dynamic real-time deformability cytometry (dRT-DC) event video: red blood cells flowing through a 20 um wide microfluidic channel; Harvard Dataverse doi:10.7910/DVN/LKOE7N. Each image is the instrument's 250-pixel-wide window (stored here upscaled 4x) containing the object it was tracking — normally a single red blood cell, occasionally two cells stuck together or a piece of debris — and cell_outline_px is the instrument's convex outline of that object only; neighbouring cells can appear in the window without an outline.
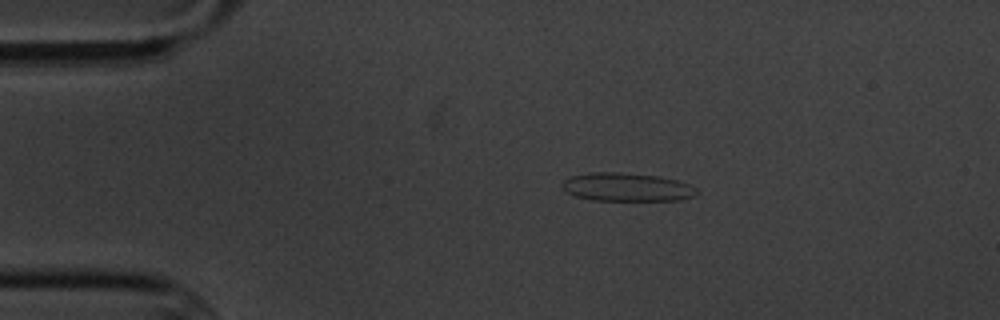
{"species": "common noctule bat (a hibernating species)", "species_latin": "Nyctalus noctula", "temperature_condition": "cold", "stored_images_in_passage": 9, "camera_frame_rate_fps": 3000, "um_per_image_px": 0.085, "animal": {"sex": "male", "body_mass_g": 20.1, "forearm_length_mm": 53.5}, "frame": {"image": 1, "passage_image": 1, "time_ms": 0.0, "image_size_px": [1000, 320], "cell_outline_px": [[696, 196], [680, 200], [592, 200], [576, 196], [564, 192], [560, 188], [560, 184], [564, 180], [572, 176], [588, 172], [620, 172], [660, 176], [676, 180], [688, 184], [696, 188]], "centroid_in_image_um": [53.23, 15.9], "position_along_channel_um": 31.8, "area_um2": 22.43}}
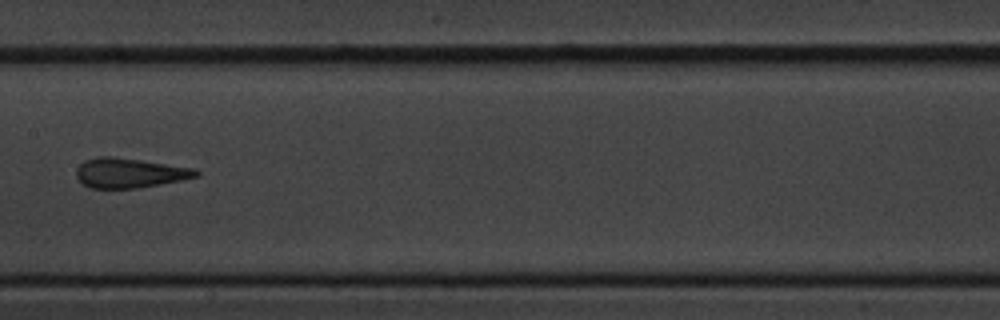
{"frame": {"image": 2, "passage_image": 6, "time_ms": 6.0, "image_size_px": [1000, 320], "cell_outline_px": [[200, 176], [160, 184], [136, 188], [88, 188], [76, 176], [76, 168], [80, 164], [96, 156], [112, 156], [140, 160], [192, 168], [200, 172]], "centroid_in_image_um": [10.99, 14.7], "position_along_channel_um": 196.4, "area_um2": 20.52}}
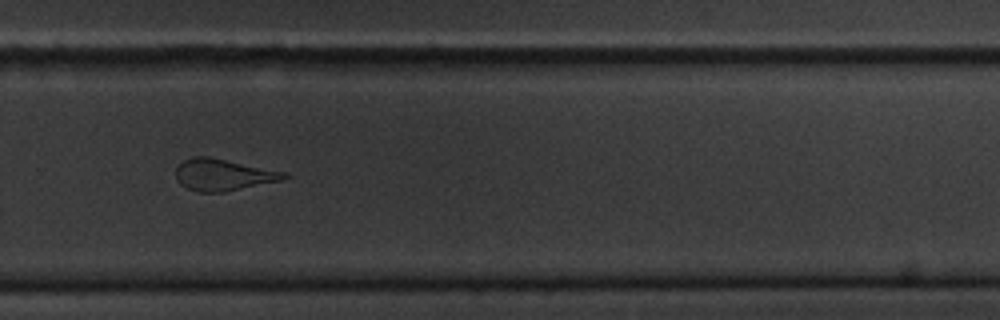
{"frame": {"image": 3, "passage_image": 9, "time_ms": 9.333, "image_size_px": [1000, 320], "cell_outline_px": [[292, 176], [284, 180], [224, 192], [200, 192], [188, 188], [180, 184], [176, 176], [176, 168], [184, 160], [192, 156], [208, 156], [288, 172]], "centroid_in_image_um": [19.04, 14.85], "position_along_channel_um": 310.8, "area_um2": 20.17}}